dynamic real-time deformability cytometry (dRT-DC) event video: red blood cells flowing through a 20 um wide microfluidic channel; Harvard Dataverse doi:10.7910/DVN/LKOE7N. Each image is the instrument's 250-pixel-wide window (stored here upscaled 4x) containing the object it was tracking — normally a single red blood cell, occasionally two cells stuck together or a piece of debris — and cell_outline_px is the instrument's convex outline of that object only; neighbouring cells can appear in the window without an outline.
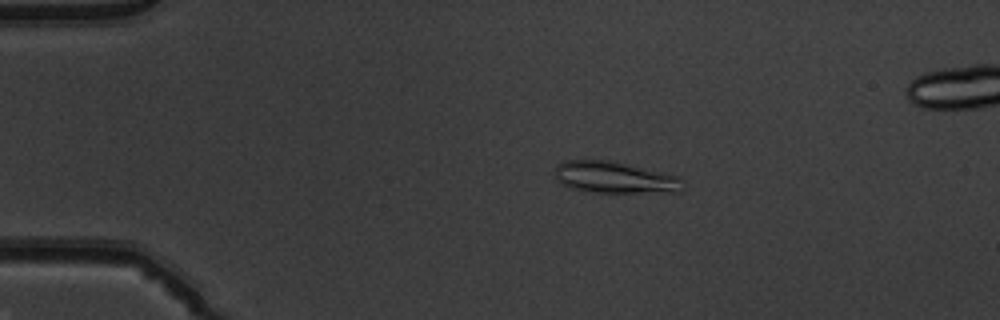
{"species": "common noctule bat (a hibernating species)", "species_latin": "Nyctalus noctula", "temperature_condition": "warm", "stored_images_in_passage": 50, "camera_frame_rate_fps": 3000, "um_per_image_px": 0.085, "animal": {"sex": "male", "body_mass_g": 19.5, "forearm_length_mm": 54.6}, "frame": {"image": 1, "passage_image": 10, "time_ms": 3.0, "image_size_px": [1000, 320], "cell_outline_px": [[680, 192], [592, 192], [572, 188], [560, 184], [556, 180], [556, 164], [564, 160], [612, 160], [680, 176]], "centroid_in_image_um": [52.2, 15.07], "position_along_channel_um": 32.8, "area_um2": 23.52}}
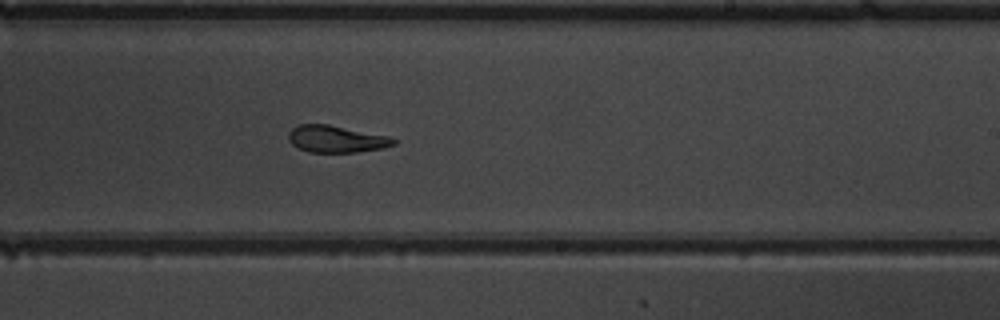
{"frame": {"image": 2, "passage_image": 31, "time_ms": 10.0, "image_size_px": [1000, 320], "cell_outline_px": [[396, 144], [384, 148], [356, 152], [308, 152], [292, 144], [288, 140], [288, 132], [292, 128], [300, 124], [328, 124], [388, 136], [396, 140]], "centroid_in_image_um": [28.57, 11.81], "position_along_channel_um": 260.4, "area_um2": 16.47}}
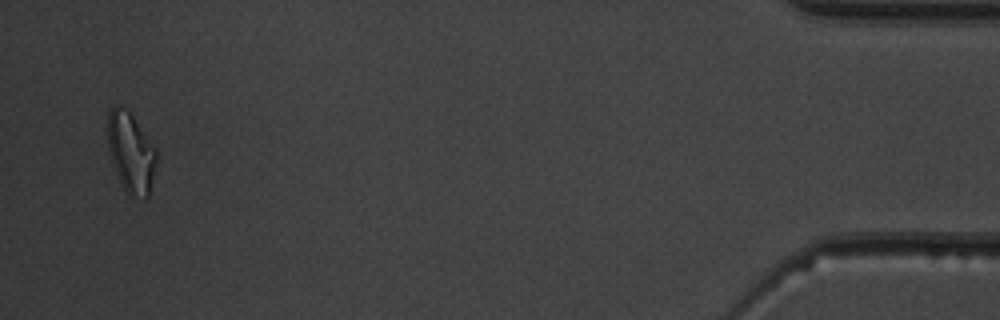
{"frame": {"image": 3, "passage_image": 49, "time_ms": 16.0, "image_size_px": [1000, 320], "cell_outline_px": [[156, 160], [148, 196], [144, 200], [128, 196], [120, 184], [108, 148], [108, 112], [116, 104], [120, 104], [128, 108], [156, 148]], "centroid_in_image_um": [11.11, 12.95], "position_along_channel_um": 424.1, "area_um2": 23.0}}